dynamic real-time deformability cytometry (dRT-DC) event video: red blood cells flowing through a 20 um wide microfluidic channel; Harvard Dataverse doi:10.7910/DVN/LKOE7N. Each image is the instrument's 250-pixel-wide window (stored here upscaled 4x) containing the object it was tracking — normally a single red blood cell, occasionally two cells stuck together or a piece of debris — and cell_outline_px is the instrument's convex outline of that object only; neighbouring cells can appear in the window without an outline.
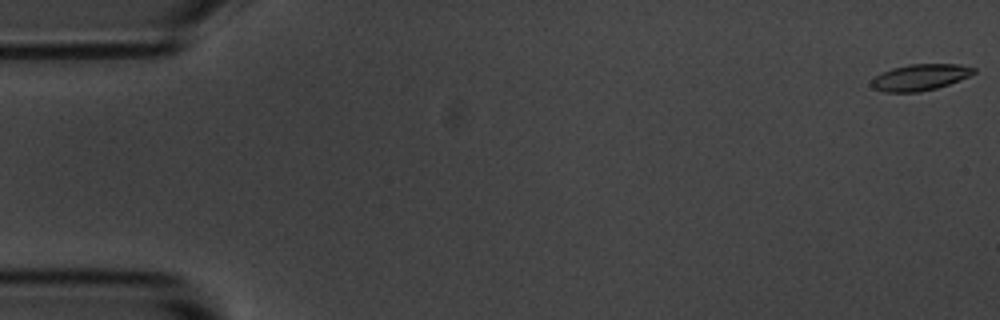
{"species": "common noctule bat (a hibernating species)", "species_latin": "Nyctalus noctula", "temperature_condition": "room temperature", "stored_images_in_passage": 5, "camera_frame_rate_fps": 3000, "um_per_image_px": 0.085, "animal": {"sex": "male", "body_mass_g": 20.1, "forearm_length_mm": 53.5}, "frame": {"image": 1, "passage_image": 1, "time_ms": 0.0, "image_size_px": [1000, 320], "cell_outline_px": [[976, 72], [960, 80], [936, 88], [920, 92], [884, 92], [872, 88], [868, 84], [876, 76], [892, 68], [908, 64], [960, 64], [976, 68]], "centroid_in_image_um": [78.19, 6.57], "position_along_channel_um": 6.8, "area_um2": 15.72}}
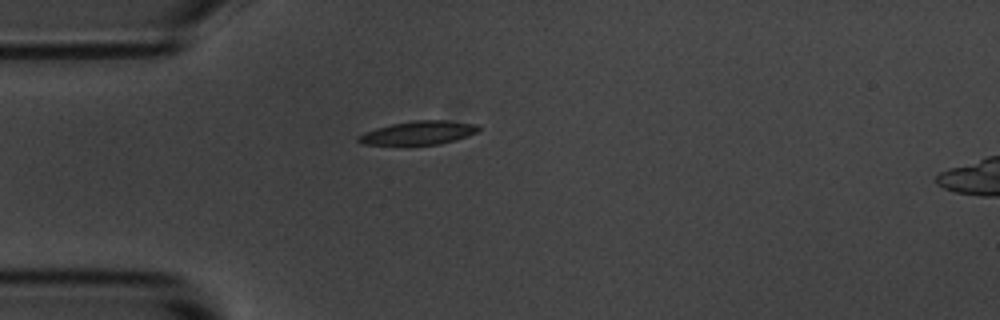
{"frame": {"image": 2, "passage_image": 5, "time_ms": 4.667, "image_size_px": [1000, 320], "cell_outline_px": [[480, 128], [476, 132], [468, 136], [456, 140], [440, 144], [364, 144], [356, 140], [356, 136], [364, 132], [376, 128], [392, 124], [412, 120], [444, 120], [476, 124]], "centroid_in_image_um": [35.57, 11.28], "position_along_channel_um": 49.4, "area_um2": 16.36}}